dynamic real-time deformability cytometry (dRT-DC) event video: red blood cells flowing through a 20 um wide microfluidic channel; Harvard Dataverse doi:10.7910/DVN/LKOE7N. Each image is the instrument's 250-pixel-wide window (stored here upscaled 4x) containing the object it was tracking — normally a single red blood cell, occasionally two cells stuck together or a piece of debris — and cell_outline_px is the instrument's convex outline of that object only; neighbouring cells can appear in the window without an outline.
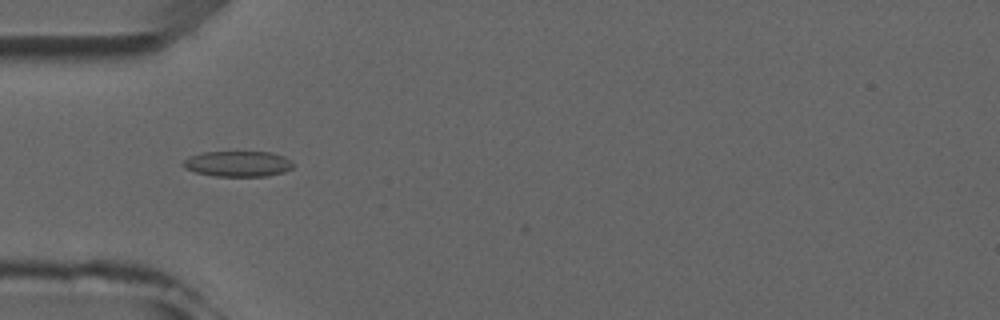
{"species": "common noctule bat (a hibernating species)", "species_latin": "Nyctalus noctula", "temperature_condition": "room temperature", "stored_images_in_passage": 6, "camera_frame_rate_fps": 3000, "um_per_image_px": 0.085, "animal": {"sex": "male", "forearm_length_mm": 52.5}, "frame": {"image": 1, "passage_image": 4, "time_ms": 4.333, "image_size_px": [1000, 320], "cell_outline_px": [[292, 168], [284, 172], [268, 176], [216, 176], [196, 172], [184, 168], [180, 164], [188, 156], [200, 152], [272, 152], [284, 156], [292, 160]], "centroid_in_image_um": [20.2, 13.91], "position_along_channel_um": 64.8, "area_um2": 16.59}}
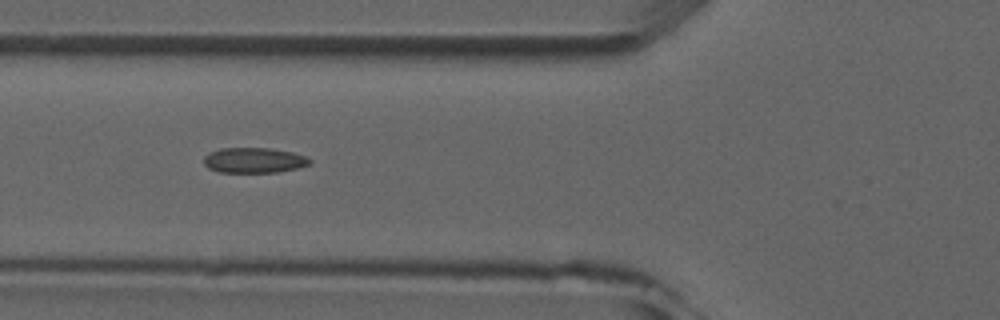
{"frame": {"image": 2, "passage_image": 5, "time_ms": 5.333, "image_size_px": [1000, 320], "cell_outline_px": [[312, 160], [308, 164], [296, 168], [276, 172], [220, 172], [208, 168], [204, 164], [204, 156], [220, 148], [268, 148], [292, 152], [308, 156]], "centroid_in_image_um": [21.59, 13.62], "position_along_channel_um": 104.2, "area_um2": 15.49}}
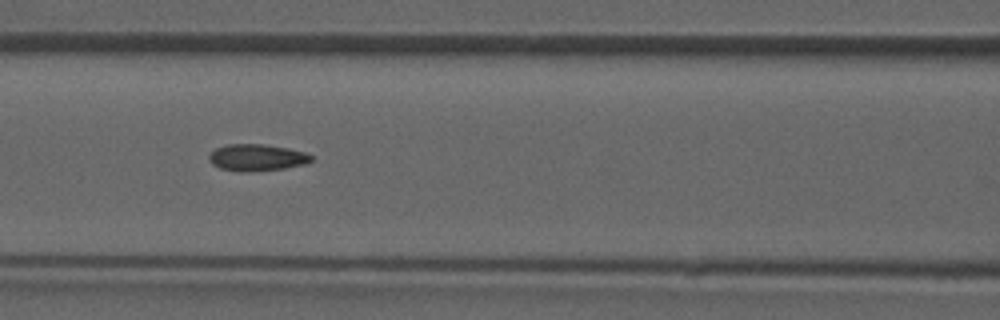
{"frame": {"image": 3, "passage_image": 6, "time_ms": 6.333, "image_size_px": [1000, 320], "cell_outline_px": [[312, 160], [304, 164], [284, 168], [248, 172], [240, 172], [220, 168], [212, 164], [208, 160], [208, 156], [216, 148], [228, 144], [264, 144], [288, 148], [304, 152], [312, 156]], "centroid_in_image_um": [21.8, 13.39], "position_along_channel_um": 144.8, "area_um2": 15.9}}